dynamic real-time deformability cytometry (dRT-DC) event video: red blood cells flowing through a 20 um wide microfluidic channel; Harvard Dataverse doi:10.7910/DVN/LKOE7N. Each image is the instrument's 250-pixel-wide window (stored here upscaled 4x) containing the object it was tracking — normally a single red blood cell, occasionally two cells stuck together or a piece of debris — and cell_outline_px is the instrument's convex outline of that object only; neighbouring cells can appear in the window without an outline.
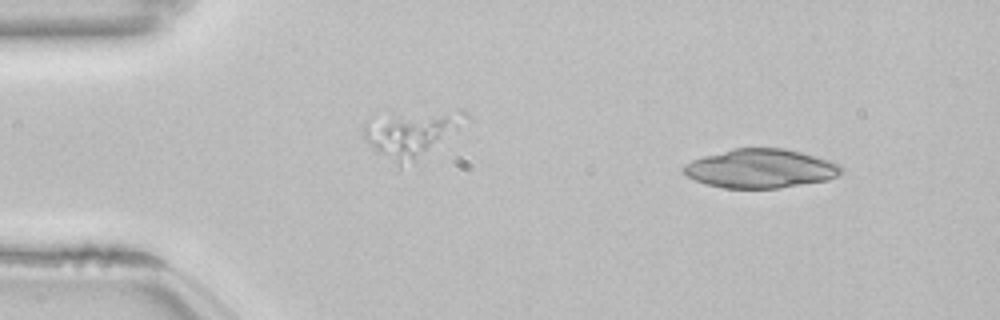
{"species": "common noctule bat (a hibernating species)", "species_latin": "Nyctalus noctula", "temperature_condition": "room temperature", "stored_images_in_passage": 33, "camera_frame_rate_fps": 3000, "um_per_image_px": 0.085, "animal": {"sex": "female", "body_mass_g": 22.7, "forearm_length_mm": 54.2}, "frame": {"image": 1, "passage_image": 3, "time_ms": 0.667, "image_size_px": [1000, 320], "cell_outline_px": [[844, 172], [828, 180], [776, 188], [720, 188], [696, 180], [680, 172], [680, 168], [684, 164], [692, 160], [704, 156], [736, 148], [784, 148], [832, 160], [840, 164], [844, 168]], "centroid_in_image_um": [64.66, 14.32], "position_along_channel_um": 20.3, "area_um2": 35.89}}